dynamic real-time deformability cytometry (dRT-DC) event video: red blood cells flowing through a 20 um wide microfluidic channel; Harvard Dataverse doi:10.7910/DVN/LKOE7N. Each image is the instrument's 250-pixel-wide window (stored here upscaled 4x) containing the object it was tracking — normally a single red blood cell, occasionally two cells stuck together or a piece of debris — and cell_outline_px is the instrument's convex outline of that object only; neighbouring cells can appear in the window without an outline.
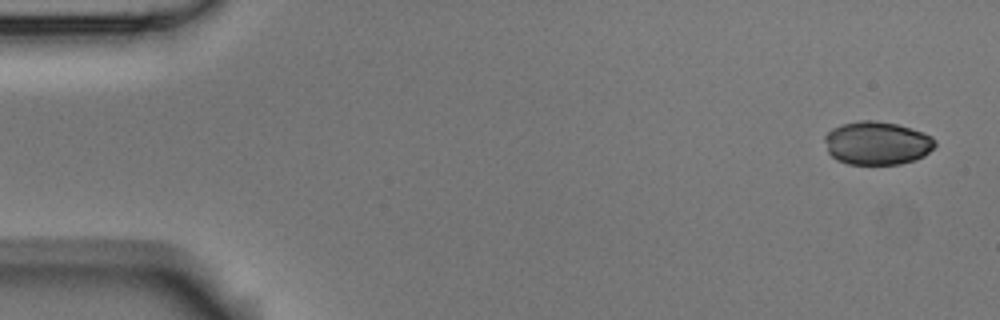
{"species": "Egyptian fruit bat (a non-hibernating species)", "species_latin": "Rousettus aegyptiacus", "temperature_condition": "room temperature", "stored_images_in_passage": 5, "camera_frame_rate_fps": 3000, "um_per_image_px": 0.085, "animal": {"sex": "male"}, "frame": {"image": 1, "passage_image": 1, "time_ms": 0.0, "image_size_px": [1000, 320], "cell_outline_px": [[936, 144], [924, 156], [916, 160], [900, 164], [848, 164], [836, 160], [828, 152], [824, 140], [824, 136], [832, 128], [840, 124], [860, 120], [872, 120], [896, 124], [924, 132], [932, 136], [936, 140]], "centroid_in_image_um": [74.54, 12.16], "position_along_channel_um": 10.5, "area_um2": 28.03}}
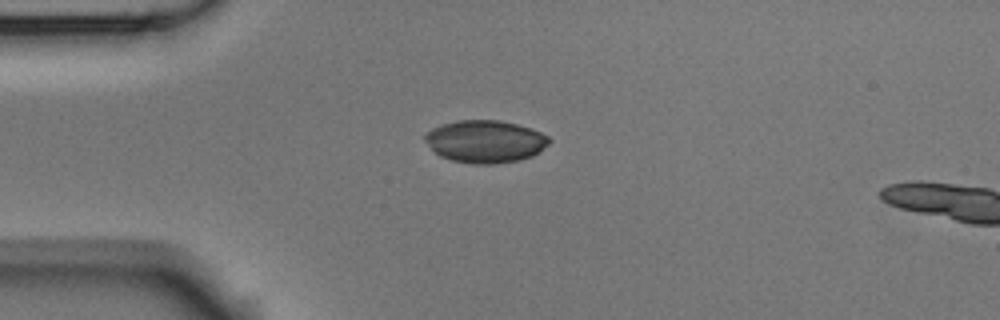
{"frame": {"image": 2, "passage_image": 4, "time_ms": 1.0, "image_size_px": [1000, 320], "cell_outline_px": [[552, 140], [540, 152], [532, 156], [520, 160], [492, 164], [476, 164], [452, 160], [440, 156], [424, 140], [424, 136], [432, 128], [456, 120], [500, 120], [516, 124], [540, 132], [548, 136]], "centroid_in_image_um": [41.27, 12.02], "position_along_channel_um": 43.7, "area_um2": 30.58}}